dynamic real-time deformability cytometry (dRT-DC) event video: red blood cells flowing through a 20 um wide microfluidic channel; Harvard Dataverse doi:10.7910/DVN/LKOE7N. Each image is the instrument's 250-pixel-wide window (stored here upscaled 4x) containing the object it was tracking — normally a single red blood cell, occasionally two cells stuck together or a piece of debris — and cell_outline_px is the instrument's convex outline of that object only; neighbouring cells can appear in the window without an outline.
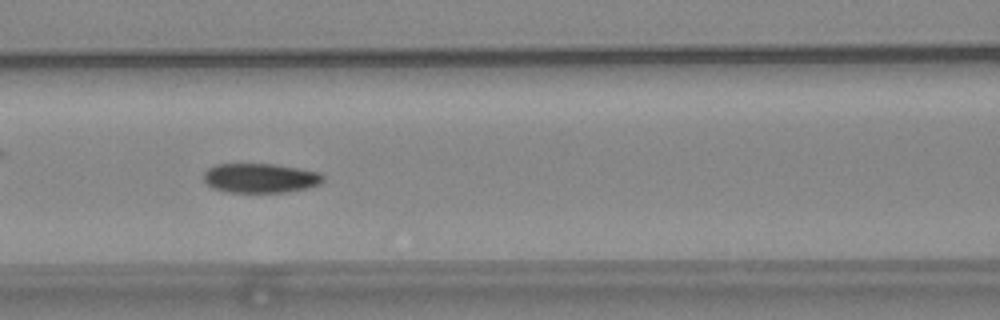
{"species": "common noctule bat (a hibernating species)", "species_latin": "Nyctalus noctula", "temperature_condition": "warm", "stored_images_in_passage": 54, "camera_frame_rate_fps": 3000, "um_per_image_px": 0.085, "animal": {"sex": "female", "body_mass_g": 24.6, "forearm_length_mm": 56.2}, "frame": {"image": 1, "passage_image": 23, "time_ms": 7.333, "image_size_px": [1000, 320], "cell_outline_px": [[324, 180], [320, 184], [308, 188], [288, 192], [228, 192], [212, 188], [204, 180], [204, 172], [208, 168], [216, 164], [276, 164], [320, 172], [324, 176]], "centroid_in_image_um": [22.15, 15.13], "position_along_channel_um": 144.4, "area_um2": 20.63}}
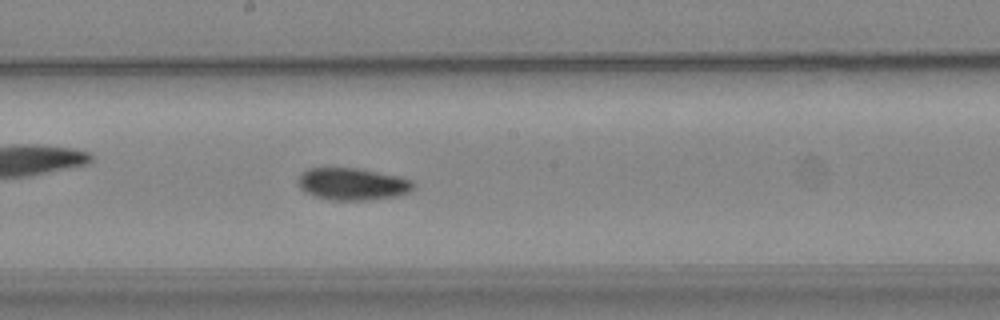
{"frame": {"image": 2, "passage_image": 29, "time_ms": 9.333, "image_size_px": [1000, 320], "cell_outline_px": [[416, 188], [412, 192], [396, 196], [368, 200], [328, 200], [312, 196], [304, 192], [300, 188], [296, 180], [300, 172], [308, 168], [360, 168], [400, 176], [412, 180], [416, 184]], "centroid_in_image_um": [29.96, 15.64], "position_along_channel_um": 218.2, "area_um2": 22.25}}
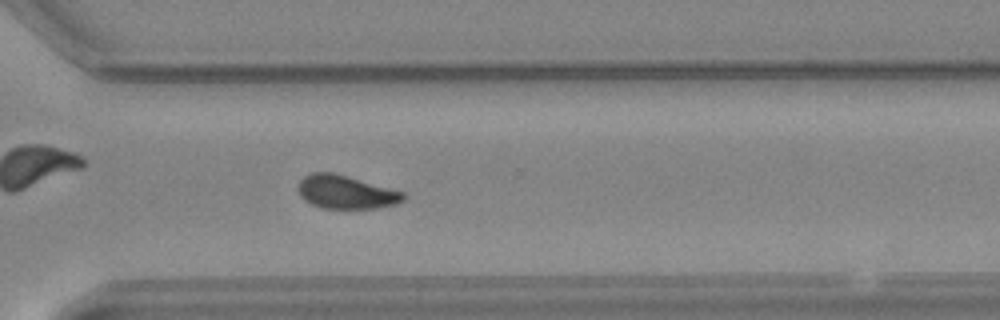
{"frame": {"image": 3, "passage_image": 39, "time_ms": 12.667, "image_size_px": [1000, 320], "cell_outline_px": [[408, 196], [404, 200], [396, 204], [376, 208], [324, 208], [312, 204], [304, 200], [300, 196], [300, 180], [304, 176], [312, 172], [332, 172], [348, 176], [404, 192]], "centroid_in_image_um": [29.44, 16.32], "position_along_channel_um": 341.2, "area_um2": 20.35}, "authors_computed_cell_mechanics": {"area_um2": 20.9814, "velocity_mm_per_s": 3.7001, "shape_relaxation_time_tau1_ms": 5.9386, "shape_relaxation_time_tau2_ms": 6.6516, "deformation_change_tau1": 0.137, "deformation_change_tau2": 0.0931}}